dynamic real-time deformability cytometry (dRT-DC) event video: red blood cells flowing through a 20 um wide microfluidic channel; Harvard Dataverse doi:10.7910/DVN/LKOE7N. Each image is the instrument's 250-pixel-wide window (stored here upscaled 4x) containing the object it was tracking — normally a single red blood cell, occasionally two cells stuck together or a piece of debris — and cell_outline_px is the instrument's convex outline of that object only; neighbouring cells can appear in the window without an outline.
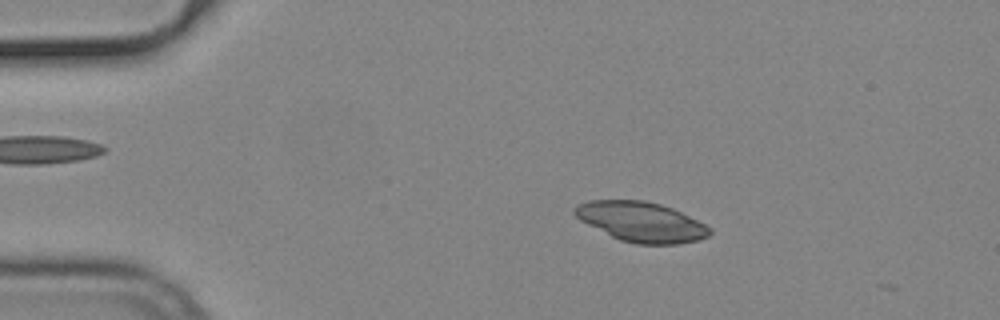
{"species": "common noctule bat (a hibernating species)", "species_latin": "Nyctalus noctula", "temperature_condition": "cold", "stored_images_in_passage": 14, "camera_frame_rate_fps": 3000, "um_per_image_px": 0.085, "animal": {"sex": "male", "body_mass_g": 19.2, "forearm_length_mm": 51.8}, "frame": {"image": 1, "passage_image": 10, "time_ms": 3.0, "image_size_px": [1000, 320], "cell_outline_px": [[712, 232], [708, 236], [700, 240], [680, 244], [636, 244], [620, 240], [580, 220], [572, 212], [580, 204], [588, 200], [644, 200], [660, 204], [672, 208], [712, 228]], "centroid_in_image_um": [54.53, 18.86], "position_along_channel_um": 30.5, "area_um2": 31.15}}